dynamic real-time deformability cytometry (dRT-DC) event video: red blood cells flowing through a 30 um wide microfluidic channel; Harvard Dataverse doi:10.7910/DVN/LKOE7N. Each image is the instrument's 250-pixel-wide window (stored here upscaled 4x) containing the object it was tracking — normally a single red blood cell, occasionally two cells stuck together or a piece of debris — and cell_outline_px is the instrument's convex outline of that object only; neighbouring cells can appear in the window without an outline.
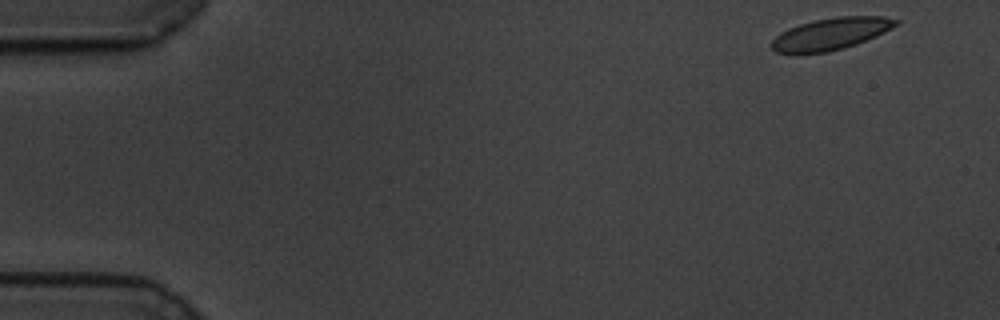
{"species": "common noctule bat (a hibernating species)", "species_latin": "Nyctalus noctula", "temperature_condition": "cold", "stored_images_in_passage": 12, "camera_frame_rate_fps": 3000, "um_per_image_px": 0.085, "animal": {"sex": "male", "body_mass_g": 19.5, "forearm_length_mm": 54.6}, "frame": {"image": 1, "passage_image": 1, "time_ms": 0.0, "image_size_px": [1000, 320], "cell_outline_px": [[900, 20], [896, 24], [884, 32], [876, 36], [856, 44], [844, 48], [828, 52], [796, 56], [792, 56], [776, 52], [768, 44], [780, 32], [788, 28], [800, 24], [816, 20], [836, 16], [880, 16]], "centroid_in_image_um": [70.51, 2.92], "position_along_channel_um": 14.5, "area_um2": 23.58}}